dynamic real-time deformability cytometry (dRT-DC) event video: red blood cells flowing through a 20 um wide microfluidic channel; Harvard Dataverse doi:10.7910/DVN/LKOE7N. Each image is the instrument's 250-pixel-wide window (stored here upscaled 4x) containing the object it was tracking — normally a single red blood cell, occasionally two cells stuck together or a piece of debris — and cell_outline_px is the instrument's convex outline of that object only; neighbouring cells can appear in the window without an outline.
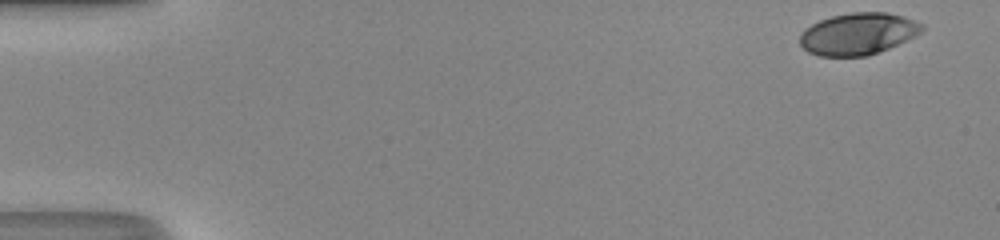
{"species": "human", "species_latin": "Homo sapiens", "temperature_condition": "room temperature", "stored_images_in_passage": 47, "camera_frame_rate_fps": 3000, "um_per_image_px": 0.085, "donor": {"sex": "male"}, "frame": {"image": 1, "passage_image": 1, "time_ms": 0.0, "image_size_px": [1000, 240], "cell_outline_px": [[924, 28], [920, 32], [888, 48], [868, 56], [820, 56], [808, 52], [800, 44], [800, 36], [804, 28], [820, 20], [832, 16], [852, 12], [888, 12], [904, 16], [924, 24]], "centroid_in_image_um": [72.91, 2.86], "position_along_channel_um": 12.1, "area_um2": 29.59}}
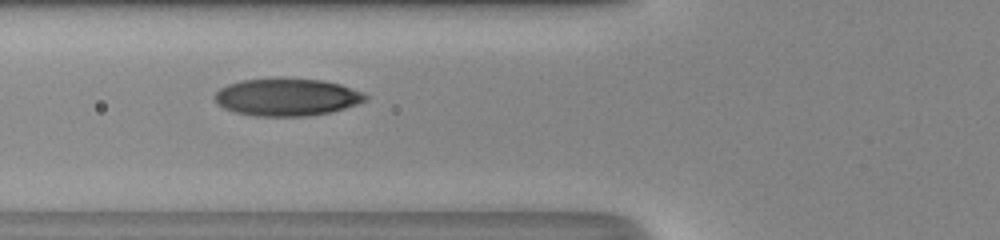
{"frame": {"image": 2, "passage_image": 18, "time_ms": 5.667, "image_size_px": [1000, 240], "cell_outline_px": [[368, 100], [332, 112], [308, 116], [256, 116], [236, 112], [224, 108], [216, 104], [212, 96], [220, 88], [228, 84], [240, 80], [276, 76], [324, 80], [340, 84], [364, 92], [368, 96]], "centroid_in_image_um": [24.36, 8.22], "position_along_channel_um": 101.4, "area_um2": 33.76}}
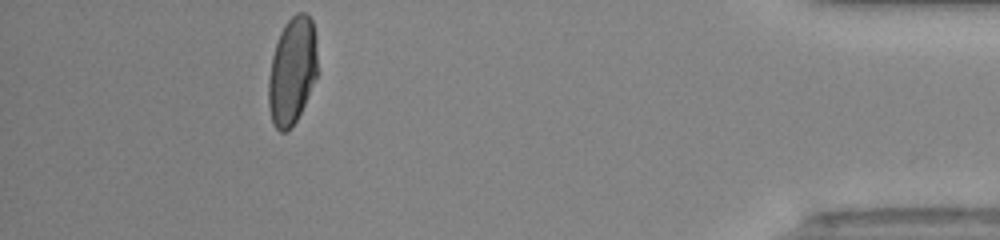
{"frame": {"image": 3, "passage_image": 43, "time_ms": 14.0, "image_size_px": [1000, 240], "cell_outline_px": [[316, 76], [304, 104], [296, 120], [284, 132], [280, 132], [272, 124], [268, 108], [268, 80], [272, 56], [280, 32], [284, 24], [296, 12], [308, 12], [312, 20], [316, 36]], "centroid_in_image_um": [24.81, 5.99], "position_along_channel_um": 410.4, "area_um2": 30.58}, "authors_computed_cell_mechanics": {"area_um2": 31.4432, "velocity_mm_per_s": 4.3597, "shape_relaxation_time_tau1_ms": 4.41, "shape_relaxation_time_tau2_ms": null, "deformation_change_tau1": 0.1921, "deformation_change_tau2": null}}